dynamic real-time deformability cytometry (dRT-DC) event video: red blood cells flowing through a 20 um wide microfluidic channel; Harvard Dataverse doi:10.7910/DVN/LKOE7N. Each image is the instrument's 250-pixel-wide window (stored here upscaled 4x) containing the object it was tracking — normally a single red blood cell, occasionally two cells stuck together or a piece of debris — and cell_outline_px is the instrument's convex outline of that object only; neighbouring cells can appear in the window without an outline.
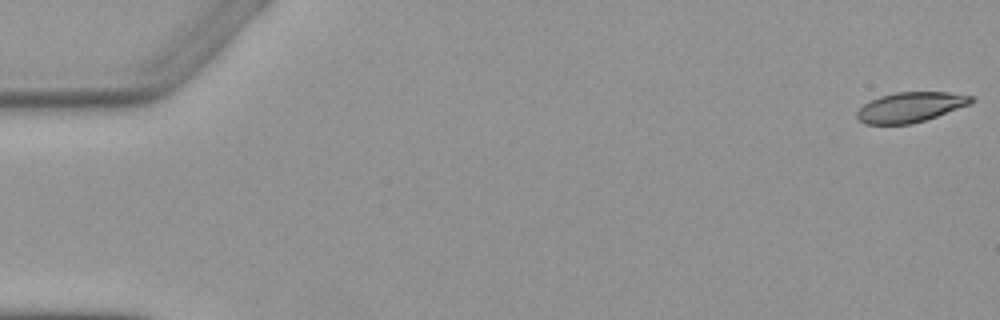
{"species": "Egyptian fruit bat (a non-hibernating species)", "species_latin": "Rousettus aegyptiacus", "temperature_condition": "warm", "stored_images_in_passage": 2, "camera_frame_rate_fps": 3000, "um_per_image_px": 0.085, "animal": {"sex": "female"}, "frame": {"image": 1, "passage_image": 2, "time_ms": 1.333, "image_size_px": [1000, 320], "cell_outline_px": [[976, 100], [968, 104], [936, 116], [912, 124], [864, 124], [856, 120], [856, 112], [864, 104], [880, 96], [896, 92], [948, 92], [976, 96]], "centroid_in_image_um": [77.36, 9.1], "position_along_channel_um": 7.6, "area_um2": 19.94}}